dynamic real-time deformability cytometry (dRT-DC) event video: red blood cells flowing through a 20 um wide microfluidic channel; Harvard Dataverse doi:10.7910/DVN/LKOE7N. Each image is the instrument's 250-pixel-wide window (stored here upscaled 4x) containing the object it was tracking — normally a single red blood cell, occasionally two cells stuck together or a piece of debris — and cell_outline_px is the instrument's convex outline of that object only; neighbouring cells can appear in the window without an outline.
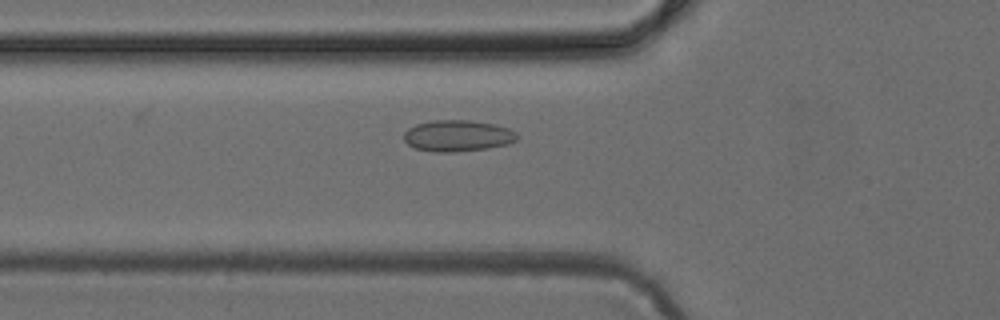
{"species": "common noctule bat (a hibernating species)", "species_latin": "Nyctalus noctula", "temperature_condition": "cold", "stored_images_in_passage": 37, "camera_frame_rate_fps": 3000, "um_per_image_px": 0.085, "animal": {"sex": "female", "body_mass_g": 24.6, "forearm_length_mm": 56.2}, "frame": {"image": 1, "passage_image": 18, "time_ms": 5.667, "image_size_px": [1000, 320], "cell_outline_px": [[520, 136], [516, 140], [508, 144], [488, 148], [456, 152], [436, 152], [416, 148], [408, 144], [404, 140], [404, 132], [408, 128], [416, 124], [432, 120], [468, 120], [496, 124], [508, 128], [516, 132]], "centroid_in_image_um": [38.92, 11.53], "position_along_channel_um": 86.9, "area_um2": 20.81}}
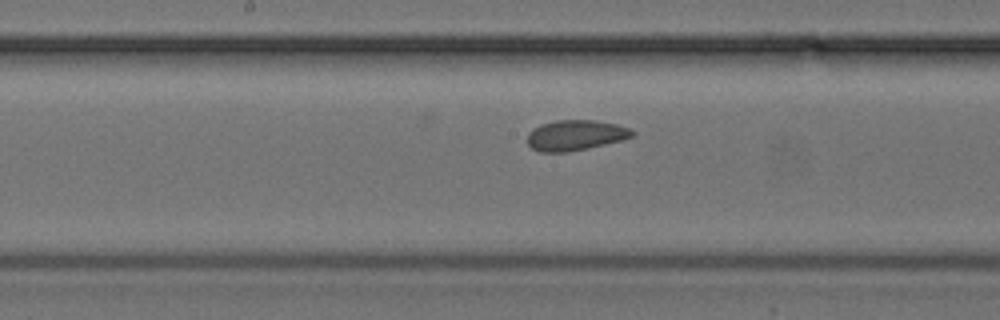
{"frame": {"image": 2, "passage_image": 26, "time_ms": 8.333, "image_size_px": [1000, 320], "cell_outline_px": [[636, 132], [632, 136], [620, 140], [588, 148], [568, 152], [540, 152], [532, 148], [528, 144], [528, 132], [532, 128], [540, 124], [556, 120], [596, 120], [616, 124], [628, 128]], "centroid_in_image_um": [48.87, 11.49], "position_along_channel_um": 199.3, "area_um2": 18.55}}
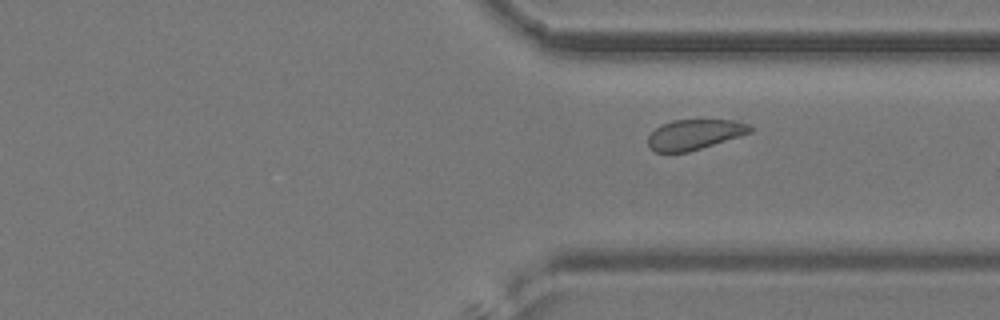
{"frame": {"image": 3, "passage_image": 37, "time_ms": 12.0, "image_size_px": [1000, 320], "cell_outline_px": [[752, 132], [740, 136], [688, 152], [656, 152], [648, 144], [648, 136], [660, 124], [672, 120], [732, 120], [748, 124], [752, 128]], "centroid_in_image_um": [59.02, 11.42], "position_along_channel_um": 352.4, "area_um2": 17.8}}